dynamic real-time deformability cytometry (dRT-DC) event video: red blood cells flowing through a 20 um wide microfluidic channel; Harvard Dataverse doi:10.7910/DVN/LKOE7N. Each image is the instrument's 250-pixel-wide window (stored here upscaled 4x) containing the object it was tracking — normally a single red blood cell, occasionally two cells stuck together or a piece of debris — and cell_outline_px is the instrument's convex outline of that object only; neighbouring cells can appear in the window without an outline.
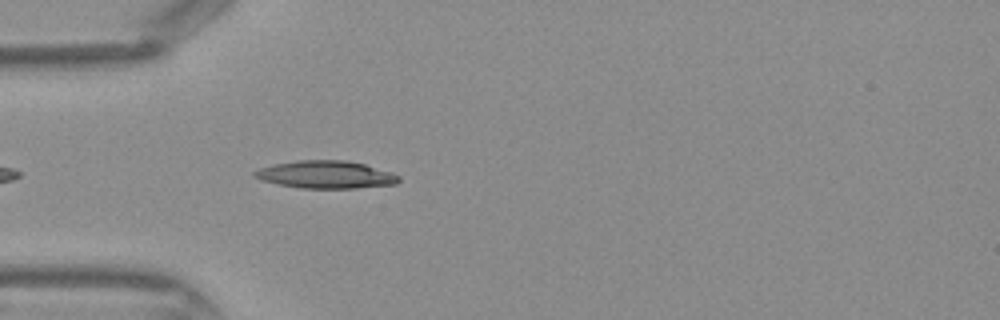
{"species": "Egyptian fruit bat (a non-hibernating species)", "species_latin": "Rousettus aegyptiacus", "temperature_condition": "warm", "stored_images_in_passage": 16, "camera_frame_rate_fps": 3000, "um_per_image_px": 0.085, "frame": {"image": 1, "passage_image": 3, "time_ms": 0.667, "image_size_px": [1000, 320], "cell_outline_px": [[400, 180], [396, 184], [356, 188], [300, 188], [280, 184], [264, 180], [252, 176], [252, 172], [260, 168], [276, 164], [300, 160], [344, 160], [364, 164], [392, 172], [400, 176]], "centroid_in_image_um": [27.73, 14.84], "position_along_channel_um": 57.3, "area_um2": 23.0}}
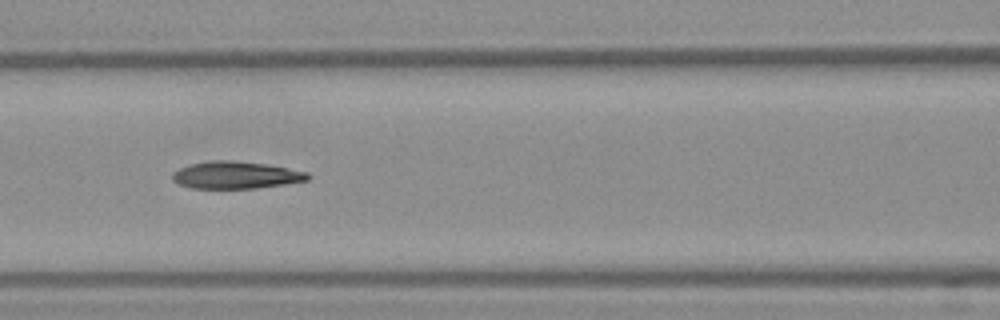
{"frame": {"image": 2, "passage_image": 9, "time_ms": 2.667, "image_size_px": [1000, 320], "cell_outline_px": [[308, 180], [284, 184], [256, 188], [192, 188], [180, 184], [172, 180], [172, 172], [180, 168], [192, 164], [212, 160], [228, 160], [264, 164], [308, 172]], "centroid_in_image_um": [20.01, 14.88], "position_along_channel_um": 146.6, "area_um2": 21.1}}
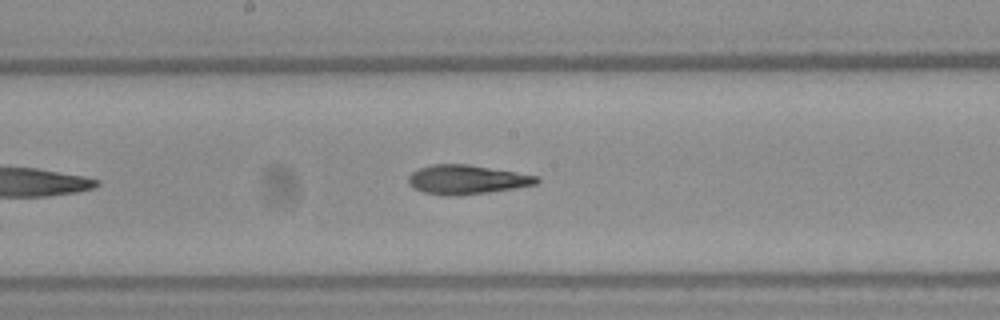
{"frame": {"image": 3, "passage_image": 13, "time_ms": 4.0, "image_size_px": [1000, 320], "cell_outline_px": [[540, 180], [536, 184], [516, 188], [488, 192], [448, 196], [444, 196], [424, 192], [412, 188], [408, 184], [408, 176], [412, 172], [420, 168], [432, 164], [468, 164], [540, 176]], "centroid_in_image_um": [39.66, 15.26], "position_along_channel_um": 208.5, "area_um2": 21.85}}